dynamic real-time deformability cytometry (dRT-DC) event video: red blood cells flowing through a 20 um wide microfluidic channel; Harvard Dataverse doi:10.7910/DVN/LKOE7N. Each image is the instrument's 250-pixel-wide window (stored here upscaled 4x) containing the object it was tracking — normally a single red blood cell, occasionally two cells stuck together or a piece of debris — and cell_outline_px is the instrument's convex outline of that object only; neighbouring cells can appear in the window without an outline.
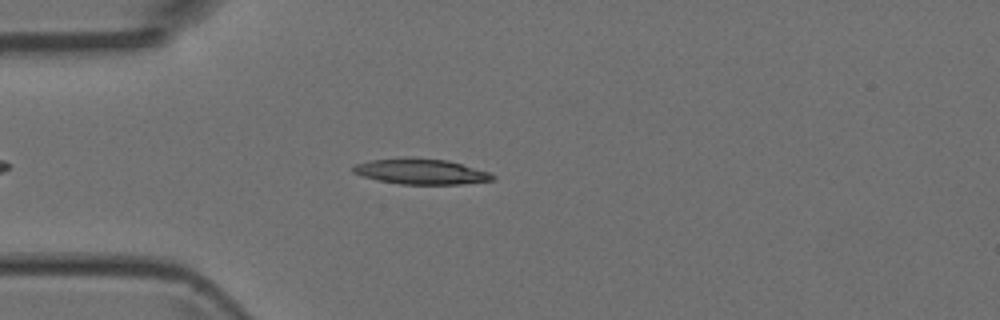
{"species": "Egyptian fruit bat (a non-hibernating species)", "species_latin": "Rousettus aegyptiacus", "temperature_condition": "room temperature", "stored_images_in_passage": 4, "camera_frame_rate_fps": 3000, "um_per_image_px": 0.085, "animal": {"sex": "female"}, "frame": {"image": 1, "passage_image": 4, "time_ms": 3.667, "image_size_px": [1000, 320], "cell_outline_px": [[496, 180], [460, 184], [400, 184], [376, 180], [352, 172], [352, 168], [356, 164], [372, 160], [404, 156], [448, 160], [488, 172], [496, 176]], "centroid_in_image_um": [35.77, 14.57], "position_along_channel_um": 49.2, "area_um2": 20.87}}